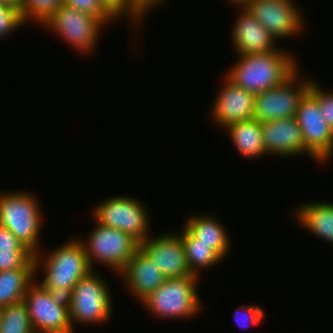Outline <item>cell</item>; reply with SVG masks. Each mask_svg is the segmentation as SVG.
<instances>
[{
	"instance_id": "obj_1",
	"label": "cell",
	"mask_w": 333,
	"mask_h": 333,
	"mask_svg": "<svg viewBox=\"0 0 333 333\" xmlns=\"http://www.w3.org/2000/svg\"><path fill=\"white\" fill-rule=\"evenodd\" d=\"M237 55L238 61L226 71L225 77L254 94L283 84L300 69L293 54L281 48L267 53Z\"/></svg>"
},
{
	"instance_id": "obj_2",
	"label": "cell",
	"mask_w": 333,
	"mask_h": 333,
	"mask_svg": "<svg viewBox=\"0 0 333 333\" xmlns=\"http://www.w3.org/2000/svg\"><path fill=\"white\" fill-rule=\"evenodd\" d=\"M41 252L43 251L40 250L34 256L35 276L42 267L43 280L38 282L37 277L35 280L44 289L74 288L82 277L93 270L85 254L84 245L78 237L69 239L61 246L46 252V255Z\"/></svg>"
},
{
	"instance_id": "obj_3",
	"label": "cell",
	"mask_w": 333,
	"mask_h": 333,
	"mask_svg": "<svg viewBox=\"0 0 333 333\" xmlns=\"http://www.w3.org/2000/svg\"><path fill=\"white\" fill-rule=\"evenodd\" d=\"M36 198L19 190L0 193V225L8 228L34 254L41 250L39 234L43 222L42 207Z\"/></svg>"
},
{
	"instance_id": "obj_4",
	"label": "cell",
	"mask_w": 333,
	"mask_h": 333,
	"mask_svg": "<svg viewBox=\"0 0 333 333\" xmlns=\"http://www.w3.org/2000/svg\"><path fill=\"white\" fill-rule=\"evenodd\" d=\"M199 279L196 275L166 278L165 282L140 304L159 319L193 318L202 309L197 292Z\"/></svg>"
},
{
	"instance_id": "obj_5",
	"label": "cell",
	"mask_w": 333,
	"mask_h": 333,
	"mask_svg": "<svg viewBox=\"0 0 333 333\" xmlns=\"http://www.w3.org/2000/svg\"><path fill=\"white\" fill-rule=\"evenodd\" d=\"M95 225L88 239H79L84 245L89 264L95 270L93 264L96 261L119 274L140 248V243L128 233L96 221Z\"/></svg>"
},
{
	"instance_id": "obj_6",
	"label": "cell",
	"mask_w": 333,
	"mask_h": 333,
	"mask_svg": "<svg viewBox=\"0 0 333 333\" xmlns=\"http://www.w3.org/2000/svg\"><path fill=\"white\" fill-rule=\"evenodd\" d=\"M94 271L82 277L73 288L69 310L72 327L76 323L102 325L111 319L113 300L110 287Z\"/></svg>"
},
{
	"instance_id": "obj_7",
	"label": "cell",
	"mask_w": 333,
	"mask_h": 333,
	"mask_svg": "<svg viewBox=\"0 0 333 333\" xmlns=\"http://www.w3.org/2000/svg\"><path fill=\"white\" fill-rule=\"evenodd\" d=\"M146 208L133 196L117 195L95 205L91 214L97 223L128 233L142 243L151 236L150 214Z\"/></svg>"
},
{
	"instance_id": "obj_8",
	"label": "cell",
	"mask_w": 333,
	"mask_h": 333,
	"mask_svg": "<svg viewBox=\"0 0 333 333\" xmlns=\"http://www.w3.org/2000/svg\"><path fill=\"white\" fill-rule=\"evenodd\" d=\"M50 32L59 35L69 46L75 48L80 54L93 53L101 29L106 27L100 20L82 13L64 3L41 25Z\"/></svg>"
},
{
	"instance_id": "obj_9",
	"label": "cell",
	"mask_w": 333,
	"mask_h": 333,
	"mask_svg": "<svg viewBox=\"0 0 333 333\" xmlns=\"http://www.w3.org/2000/svg\"><path fill=\"white\" fill-rule=\"evenodd\" d=\"M299 71L283 84L255 94L254 119L264 122L296 116L300 100L313 80L300 77Z\"/></svg>"
},
{
	"instance_id": "obj_10",
	"label": "cell",
	"mask_w": 333,
	"mask_h": 333,
	"mask_svg": "<svg viewBox=\"0 0 333 333\" xmlns=\"http://www.w3.org/2000/svg\"><path fill=\"white\" fill-rule=\"evenodd\" d=\"M294 1L250 0L245 7L277 41L299 36L305 29L302 10Z\"/></svg>"
},
{
	"instance_id": "obj_11",
	"label": "cell",
	"mask_w": 333,
	"mask_h": 333,
	"mask_svg": "<svg viewBox=\"0 0 333 333\" xmlns=\"http://www.w3.org/2000/svg\"><path fill=\"white\" fill-rule=\"evenodd\" d=\"M295 118L305 148L319 163L329 162L333 154V130L324 121L318 102L309 92L300 100Z\"/></svg>"
},
{
	"instance_id": "obj_12",
	"label": "cell",
	"mask_w": 333,
	"mask_h": 333,
	"mask_svg": "<svg viewBox=\"0 0 333 333\" xmlns=\"http://www.w3.org/2000/svg\"><path fill=\"white\" fill-rule=\"evenodd\" d=\"M23 301L27 306L30 323L35 333H68L74 331L69 308L54 303L51 294L35 280Z\"/></svg>"
},
{
	"instance_id": "obj_13",
	"label": "cell",
	"mask_w": 333,
	"mask_h": 333,
	"mask_svg": "<svg viewBox=\"0 0 333 333\" xmlns=\"http://www.w3.org/2000/svg\"><path fill=\"white\" fill-rule=\"evenodd\" d=\"M170 232V233H169ZM153 234L140 243V248L160 267L166 278H182L193 275L186 261L180 235L177 232Z\"/></svg>"
},
{
	"instance_id": "obj_14",
	"label": "cell",
	"mask_w": 333,
	"mask_h": 333,
	"mask_svg": "<svg viewBox=\"0 0 333 333\" xmlns=\"http://www.w3.org/2000/svg\"><path fill=\"white\" fill-rule=\"evenodd\" d=\"M220 92L212 103L211 118L224 129L232 123L254 118L255 94L234 85L225 76Z\"/></svg>"
},
{
	"instance_id": "obj_15",
	"label": "cell",
	"mask_w": 333,
	"mask_h": 333,
	"mask_svg": "<svg viewBox=\"0 0 333 333\" xmlns=\"http://www.w3.org/2000/svg\"><path fill=\"white\" fill-rule=\"evenodd\" d=\"M266 156L295 157L306 154L319 162L304 146L295 117L261 122Z\"/></svg>"
},
{
	"instance_id": "obj_16",
	"label": "cell",
	"mask_w": 333,
	"mask_h": 333,
	"mask_svg": "<svg viewBox=\"0 0 333 333\" xmlns=\"http://www.w3.org/2000/svg\"><path fill=\"white\" fill-rule=\"evenodd\" d=\"M240 10L232 28L231 42L237 54H258L277 50L278 44L266 28L246 9Z\"/></svg>"
},
{
	"instance_id": "obj_17",
	"label": "cell",
	"mask_w": 333,
	"mask_h": 333,
	"mask_svg": "<svg viewBox=\"0 0 333 333\" xmlns=\"http://www.w3.org/2000/svg\"><path fill=\"white\" fill-rule=\"evenodd\" d=\"M125 287L138 302H142L161 286L166 277L160 267L139 248L123 270L118 274Z\"/></svg>"
},
{
	"instance_id": "obj_18",
	"label": "cell",
	"mask_w": 333,
	"mask_h": 333,
	"mask_svg": "<svg viewBox=\"0 0 333 333\" xmlns=\"http://www.w3.org/2000/svg\"><path fill=\"white\" fill-rule=\"evenodd\" d=\"M184 227L198 240L200 243L209 245L222 260L230 252L229 234L226 232L223 223L219 222L215 214H192L186 218Z\"/></svg>"
},
{
	"instance_id": "obj_19",
	"label": "cell",
	"mask_w": 333,
	"mask_h": 333,
	"mask_svg": "<svg viewBox=\"0 0 333 333\" xmlns=\"http://www.w3.org/2000/svg\"><path fill=\"white\" fill-rule=\"evenodd\" d=\"M294 219L307 231L333 244V203L304 202L297 205Z\"/></svg>"
},
{
	"instance_id": "obj_20",
	"label": "cell",
	"mask_w": 333,
	"mask_h": 333,
	"mask_svg": "<svg viewBox=\"0 0 333 333\" xmlns=\"http://www.w3.org/2000/svg\"><path fill=\"white\" fill-rule=\"evenodd\" d=\"M237 152L247 159L261 158L266 154L261 122L256 119L239 121L225 127Z\"/></svg>"
},
{
	"instance_id": "obj_21",
	"label": "cell",
	"mask_w": 333,
	"mask_h": 333,
	"mask_svg": "<svg viewBox=\"0 0 333 333\" xmlns=\"http://www.w3.org/2000/svg\"><path fill=\"white\" fill-rule=\"evenodd\" d=\"M35 267H22L0 272V308L23 301L35 281Z\"/></svg>"
},
{
	"instance_id": "obj_22",
	"label": "cell",
	"mask_w": 333,
	"mask_h": 333,
	"mask_svg": "<svg viewBox=\"0 0 333 333\" xmlns=\"http://www.w3.org/2000/svg\"><path fill=\"white\" fill-rule=\"evenodd\" d=\"M178 234L183 243L187 264L193 275L199 277V271L204 270L203 268H212L222 260L209 248V245L198 242L185 227Z\"/></svg>"
},
{
	"instance_id": "obj_23",
	"label": "cell",
	"mask_w": 333,
	"mask_h": 333,
	"mask_svg": "<svg viewBox=\"0 0 333 333\" xmlns=\"http://www.w3.org/2000/svg\"><path fill=\"white\" fill-rule=\"evenodd\" d=\"M0 333H35L24 301L2 308Z\"/></svg>"
},
{
	"instance_id": "obj_24",
	"label": "cell",
	"mask_w": 333,
	"mask_h": 333,
	"mask_svg": "<svg viewBox=\"0 0 333 333\" xmlns=\"http://www.w3.org/2000/svg\"><path fill=\"white\" fill-rule=\"evenodd\" d=\"M62 3L63 0H21L20 13L26 25L31 21L42 25Z\"/></svg>"
},
{
	"instance_id": "obj_25",
	"label": "cell",
	"mask_w": 333,
	"mask_h": 333,
	"mask_svg": "<svg viewBox=\"0 0 333 333\" xmlns=\"http://www.w3.org/2000/svg\"><path fill=\"white\" fill-rule=\"evenodd\" d=\"M105 6L118 18L135 27H141V22L147 15L132 0H102ZM140 23V24H139Z\"/></svg>"
},
{
	"instance_id": "obj_26",
	"label": "cell",
	"mask_w": 333,
	"mask_h": 333,
	"mask_svg": "<svg viewBox=\"0 0 333 333\" xmlns=\"http://www.w3.org/2000/svg\"><path fill=\"white\" fill-rule=\"evenodd\" d=\"M63 3L100 20L105 26L118 18L105 6L102 0H63ZM112 20V21H111Z\"/></svg>"
},
{
	"instance_id": "obj_27",
	"label": "cell",
	"mask_w": 333,
	"mask_h": 333,
	"mask_svg": "<svg viewBox=\"0 0 333 333\" xmlns=\"http://www.w3.org/2000/svg\"><path fill=\"white\" fill-rule=\"evenodd\" d=\"M35 254L31 250L0 249V272L22 267H35Z\"/></svg>"
},
{
	"instance_id": "obj_28",
	"label": "cell",
	"mask_w": 333,
	"mask_h": 333,
	"mask_svg": "<svg viewBox=\"0 0 333 333\" xmlns=\"http://www.w3.org/2000/svg\"><path fill=\"white\" fill-rule=\"evenodd\" d=\"M25 25L18 7L0 3V40Z\"/></svg>"
},
{
	"instance_id": "obj_29",
	"label": "cell",
	"mask_w": 333,
	"mask_h": 333,
	"mask_svg": "<svg viewBox=\"0 0 333 333\" xmlns=\"http://www.w3.org/2000/svg\"><path fill=\"white\" fill-rule=\"evenodd\" d=\"M324 90L315 80L310 82L308 92L318 102L324 121L333 130V91Z\"/></svg>"
},
{
	"instance_id": "obj_30",
	"label": "cell",
	"mask_w": 333,
	"mask_h": 333,
	"mask_svg": "<svg viewBox=\"0 0 333 333\" xmlns=\"http://www.w3.org/2000/svg\"><path fill=\"white\" fill-rule=\"evenodd\" d=\"M264 310L259 305H240L234 312V321L241 328L259 325L264 318Z\"/></svg>"
},
{
	"instance_id": "obj_31",
	"label": "cell",
	"mask_w": 333,
	"mask_h": 333,
	"mask_svg": "<svg viewBox=\"0 0 333 333\" xmlns=\"http://www.w3.org/2000/svg\"><path fill=\"white\" fill-rule=\"evenodd\" d=\"M0 249L29 250L6 227L0 225Z\"/></svg>"
},
{
	"instance_id": "obj_32",
	"label": "cell",
	"mask_w": 333,
	"mask_h": 333,
	"mask_svg": "<svg viewBox=\"0 0 333 333\" xmlns=\"http://www.w3.org/2000/svg\"><path fill=\"white\" fill-rule=\"evenodd\" d=\"M55 304L71 308L73 288H47Z\"/></svg>"
},
{
	"instance_id": "obj_33",
	"label": "cell",
	"mask_w": 333,
	"mask_h": 333,
	"mask_svg": "<svg viewBox=\"0 0 333 333\" xmlns=\"http://www.w3.org/2000/svg\"><path fill=\"white\" fill-rule=\"evenodd\" d=\"M0 3L12 5L20 9L21 0H0Z\"/></svg>"
},
{
	"instance_id": "obj_34",
	"label": "cell",
	"mask_w": 333,
	"mask_h": 333,
	"mask_svg": "<svg viewBox=\"0 0 333 333\" xmlns=\"http://www.w3.org/2000/svg\"><path fill=\"white\" fill-rule=\"evenodd\" d=\"M235 6H245L250 0H226Z\"/></svg>"
},
{
	"instance_id": "obj_35",
	"label": "cell",
	"mask_w": 333,
	"mask_h": 333,
	"mask_svg": "<svg viewBox=\"0 0 333 333\" xmlns=\"http://www.w3.org/2000/svg\"><path fill=\"white\" fill-rule=\"evenodd\" d=\"M2 325V308H0V327Z\"/></svg>"
}]
</instances>
